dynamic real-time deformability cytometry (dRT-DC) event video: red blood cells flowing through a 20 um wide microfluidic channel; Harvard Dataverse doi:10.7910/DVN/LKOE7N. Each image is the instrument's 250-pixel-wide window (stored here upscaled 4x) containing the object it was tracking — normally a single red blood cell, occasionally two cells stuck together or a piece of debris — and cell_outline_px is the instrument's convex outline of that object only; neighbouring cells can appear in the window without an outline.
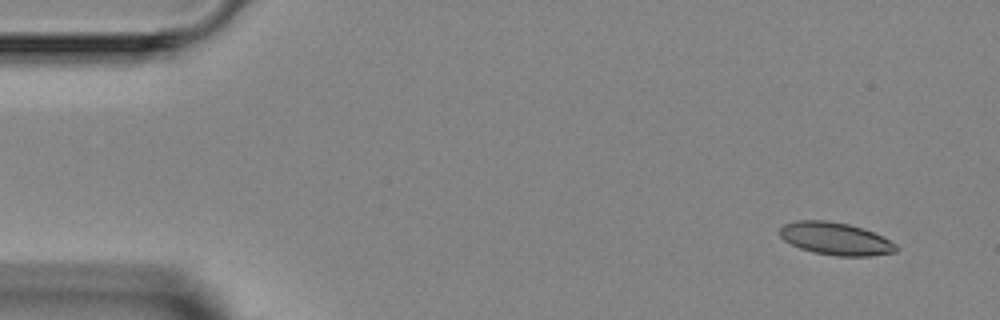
{"species": "Egyptian fruit bat (a non-hibernating species)", "species_latin": "Rousettus aegyptiacus", "temperature_condition": "room temperature", "stored_images_in_passage": 3, "segment_of_instrument_passage": [2, 2], "camera_frame_rate_fps": 3000, "um_per_image_px": 0.085, "animal": {"sex": "female"}, "frame": {"image": 1, "passage_image": 3, "time_ms": 4.0, "image_size_px": [1000, 320], "cell_outline_px": [[896, 252], [868, 256], [836, 256], [816, 252], [800, 248], [784, 240], [780, 236], [780, 228], [784, 224], [796, 220], [828, 220], [848, 224], [872, 232], [896, 244]], "centroid_in_image_um": [70.98, 20.28], "position_along_channel_um": 14.0, "area_um2": 21.73}}